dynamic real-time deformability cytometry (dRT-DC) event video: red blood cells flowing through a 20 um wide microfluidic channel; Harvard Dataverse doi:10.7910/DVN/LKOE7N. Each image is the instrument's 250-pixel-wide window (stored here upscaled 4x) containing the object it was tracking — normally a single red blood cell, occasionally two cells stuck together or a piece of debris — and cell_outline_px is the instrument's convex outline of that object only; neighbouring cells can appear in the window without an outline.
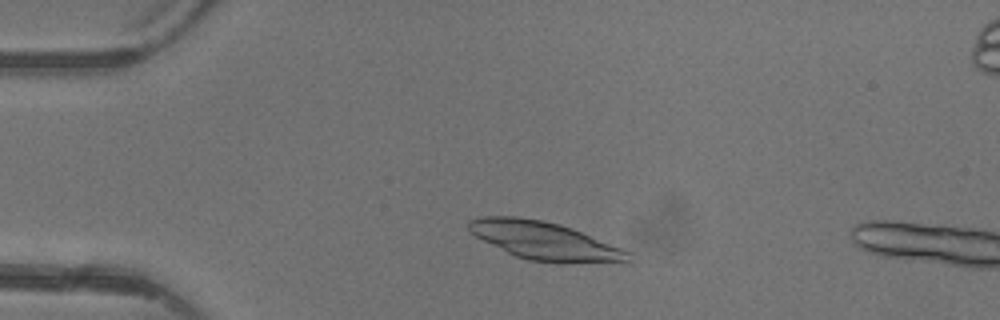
{"species": "common noctule bat (a hibernating species)", "species_latin": "Nyctalus noctula", "temperature_condition": "warm", "stored_images_in_passage": 4, "camera_frame_rate_fps": 3000, "um_per_image_px": 0.085, "animal": {"sex": "female"}, "frame": {"image": 1, "passage_image": 2, "time_ms": 1.0, "image_size_px": [1000, 320], "cell_outline_px": [[636, 260], [628, 264], [556, 264], [528, 260], [516, 256], [468, 232], [468, 220], [484, 216], [516, 216], [544, 220], [560, 224], [572, 228], [632, 252]], "centroid_in_image_um": [46.47, 20.52], "position_along_channel_um": 38.5, "area_um2": 36.53}}